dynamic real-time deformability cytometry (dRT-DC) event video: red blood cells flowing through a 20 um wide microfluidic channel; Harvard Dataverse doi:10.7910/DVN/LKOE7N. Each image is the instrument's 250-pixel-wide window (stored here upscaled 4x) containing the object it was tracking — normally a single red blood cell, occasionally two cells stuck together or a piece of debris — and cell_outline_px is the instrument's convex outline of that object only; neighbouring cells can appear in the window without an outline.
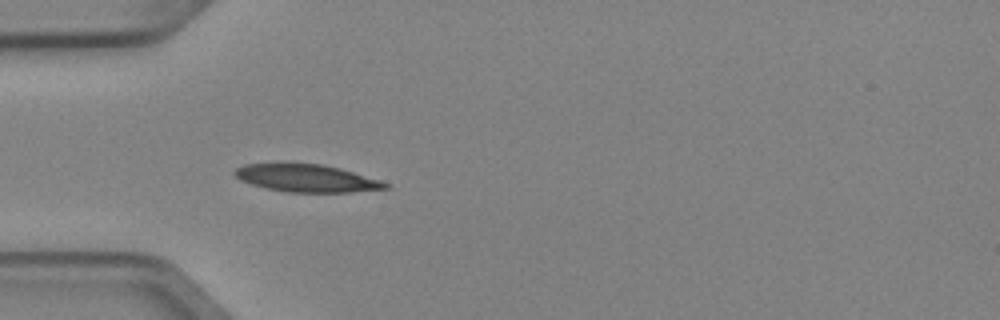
{"species": "Egyptian fruit bat (a non-hibernating species)", "species_latin": "Rousettus aegyptiacus", "temperature_condition": "cold", "stored_images_in_passage": 4, "camera_frame_rate_fps": 3000, "um_per_image_px": 0.085, "animal": {"sex": "female"}, "frame": {"image": 1, "passage_image": 4, "time_ms": 1.0, "image_size_px": [1000, 320], "cell_outline_px": [[392, 188], [348, 192], [288, 192], [268, 188], [252, 184], [240, 180], [232, 172], [236, 168], [244, 164], [324, 164], [340, 168], [380, 180], [388, 184]], "centroid_in_image_um": [26.08, 15.15], "position_along_channel_um": 58.9, "area_um2": 23.87}}